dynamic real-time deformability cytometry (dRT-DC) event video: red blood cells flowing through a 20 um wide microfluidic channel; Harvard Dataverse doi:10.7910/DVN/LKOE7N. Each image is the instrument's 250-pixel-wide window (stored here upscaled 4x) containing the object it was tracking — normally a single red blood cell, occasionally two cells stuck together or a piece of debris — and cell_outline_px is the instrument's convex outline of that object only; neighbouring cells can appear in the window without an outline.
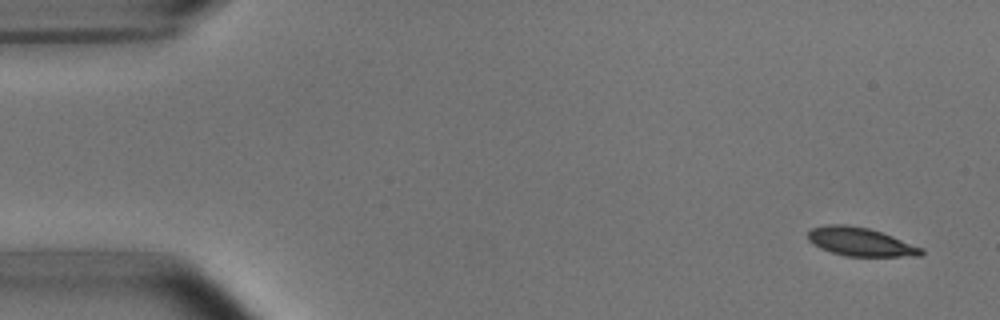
{"species": "common noctule bat (a hibernating species)", "species_latin": "Nyctalus noctula", "temperature_condition": "room temperature", "stored_images_in_passage": 10, "camera_frame_rate_fps": 3000, "um_per_image_px": 0.085, "animal": {"sex": "male", "body_mass_g": 15.6}, "frame": {"image": 1, "passage_image": 1, "time_ms": 0.0, "image_size_px": [1000, 320], "cell_outline_px": [[924, 252], [920, 256], [844, 256], [820, 248], [812, 244], [808, 240], [808, 232], [812, 228], [828, 224], [848, 224], [868, 228], [892, 236], [924, 248]], "centroid_in_image_um": [73.13, 20.55], "position_along_channel_um": 11.9, "area_um2": 18.84}}
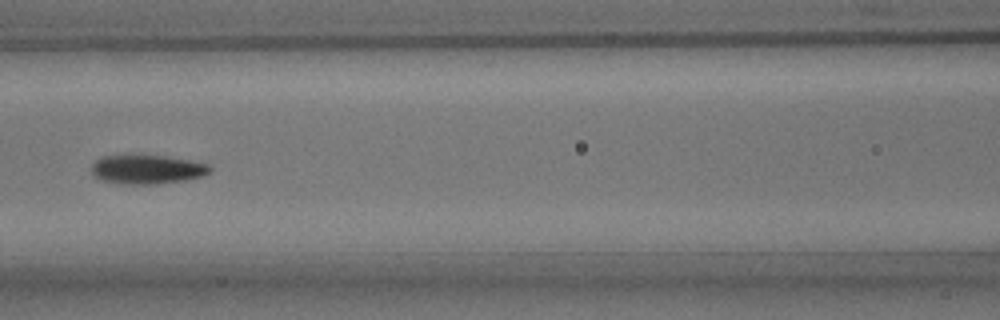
{"frame": {"image": 2, "passage_image": 7, "time_ms": 7.0, "image_size_px": [1000, 320], "cell_outline_px": [[212, 172], [204, 176], [184, 180], [156, 184], [120, 184], [100, 180], [92, 172], [92, 164], [100, 156], [164, 156], [192, 160], [212, 164]], "centroid_in_image_um": [12.57, 14.41], "position_along_channel_um": 154.0, "area_um2": 20.17}}
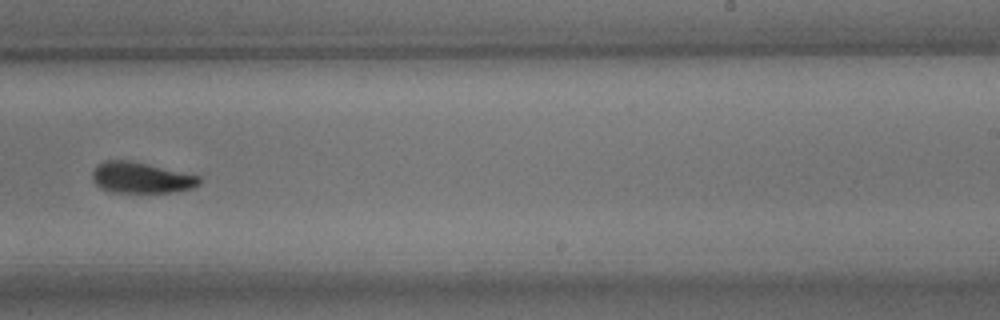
{"frame": {"image": 3, "passage_image": 10, "time_ms": 10.333, "image_size_px": [1000, 320], "cell_outline_px": [[204, 180], [200, 184], [192, 188], [172, 192], [112, 192], [100, 188], [92, 180], [92, 172], [96, 164], [104, 160], [128, 160], [200, 176]], "centroid_in_image_um": [11.97, 15.1], "position_along_channel_um": 277.0, "area_um2": 19.31}}